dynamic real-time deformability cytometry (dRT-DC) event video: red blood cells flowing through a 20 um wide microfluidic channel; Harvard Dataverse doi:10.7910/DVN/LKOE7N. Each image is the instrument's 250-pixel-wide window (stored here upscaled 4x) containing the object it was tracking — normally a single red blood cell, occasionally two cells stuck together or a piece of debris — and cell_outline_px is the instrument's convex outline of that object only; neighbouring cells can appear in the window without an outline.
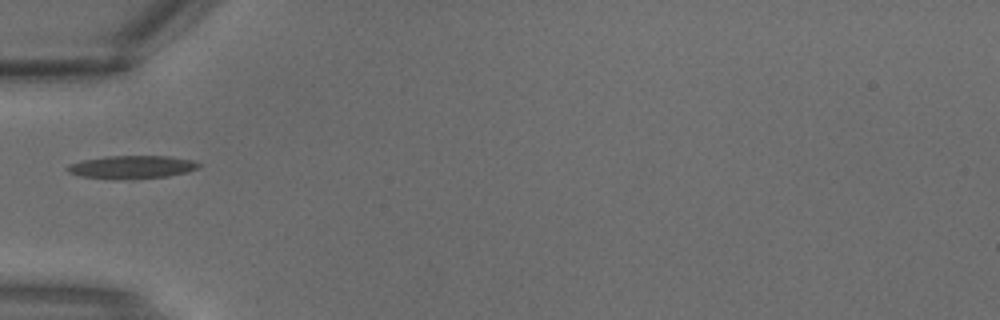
{"species": "common noctule bat (a hibernating species)", "species_latin": "Nyctalus noctula", "temperature_condition": "warm", "stored_images_in_passage": 1, "camera_frame_rate_fps": 3000, "um_per_image_px": 0.085, "animal": {"sex": "male", "body_mass_g": 18.8}, "frame": {"image": 1, "passage_image": 1, "time_ms": 0.0, "image_size_px": [1000, 320], "cell_outline_px": [[200, 168], [188, 172], [168, 176], [112, 180], [84, 176], [68, 172], [64, 168], [68, 164], [80, 160], [108, 156], [168, 156], [192, 160], [200, 164]], "centroid_in_image_um": [11.18, 14.2], "position_along_channel_um": 73.8, "area_um2": 17.74}}